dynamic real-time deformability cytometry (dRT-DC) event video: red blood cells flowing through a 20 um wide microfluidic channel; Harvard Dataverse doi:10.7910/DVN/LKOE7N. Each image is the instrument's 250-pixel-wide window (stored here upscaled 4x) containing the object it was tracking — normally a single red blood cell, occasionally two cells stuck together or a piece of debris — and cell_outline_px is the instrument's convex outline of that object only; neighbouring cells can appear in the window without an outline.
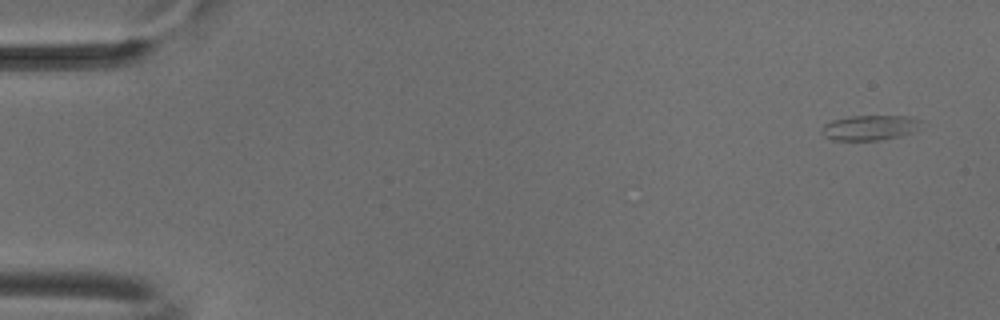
{"species": "common noctule bat (a hibernating species)", "species_latin": "Nyctalus noctula", "temperature_condition": "cold", "stored_images_in_passage": 4, "camera_frame_rate_fps": 3000, "um_per_image_px": 0.085, "animal": {"sex": "male", "body_mass_g": 18.8}, "frame": {"image": 1, "passage_image": 1, "time_ms": 0.0, "image_size_px": [1000, 320], "cell_outline_px": [[920, 120], [912, 132], [900, 136], [880, 140], [832, 140], [824, 136], [820, 132], [824, 124], [832, 120], [852, 116], [908, 116]], "centroid_in_image_um": [73.85, 10.86], "position_along_channel_um": 11.2, "area_um2": 14.28}}